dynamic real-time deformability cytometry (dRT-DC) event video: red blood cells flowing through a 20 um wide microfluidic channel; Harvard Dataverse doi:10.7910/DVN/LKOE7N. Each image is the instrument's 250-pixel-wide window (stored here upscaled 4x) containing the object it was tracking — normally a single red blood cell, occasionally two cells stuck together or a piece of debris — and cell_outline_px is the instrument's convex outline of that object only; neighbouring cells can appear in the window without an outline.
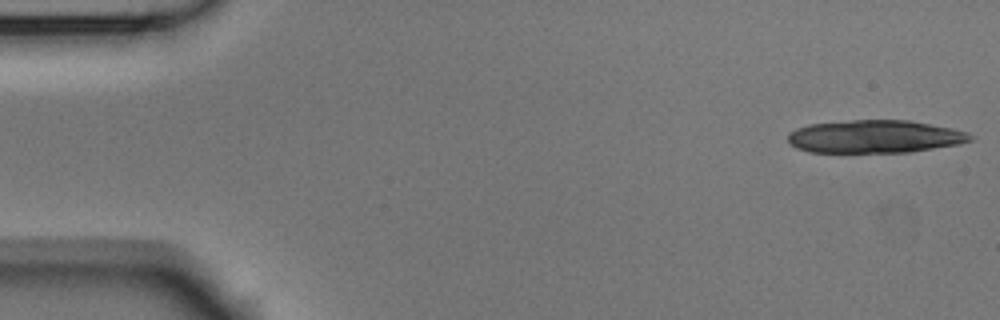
{"species": "Egyptian fruit bat (a non-hibernating species)", "species_latin": "Rousettus aegyptiacus", "temperature_condition": "room temperature", "stored_images_in_passage": 5, "camera_frame_rate_fps": 3000, "um_per_image_px": 0.085, "animal": {"sex": "male"}, "frame": {"image": 1, "passage_image": 1, "time_ms": 0.0, "image_size_px": [1000, 320], "cell_outline_px": [[976, 136], [972, 140], [960, 144], [908, 152], [808, 152], [796, 148], [788, 144], [788, 132], [796, 128], [808, 124], [852, 120], [912, 120], [952, 128], [968, 132]], "centroid_in_image_um": [74.36, 11.6], "position_along_channel_um": 10.6, "area_um2": 35.32}}